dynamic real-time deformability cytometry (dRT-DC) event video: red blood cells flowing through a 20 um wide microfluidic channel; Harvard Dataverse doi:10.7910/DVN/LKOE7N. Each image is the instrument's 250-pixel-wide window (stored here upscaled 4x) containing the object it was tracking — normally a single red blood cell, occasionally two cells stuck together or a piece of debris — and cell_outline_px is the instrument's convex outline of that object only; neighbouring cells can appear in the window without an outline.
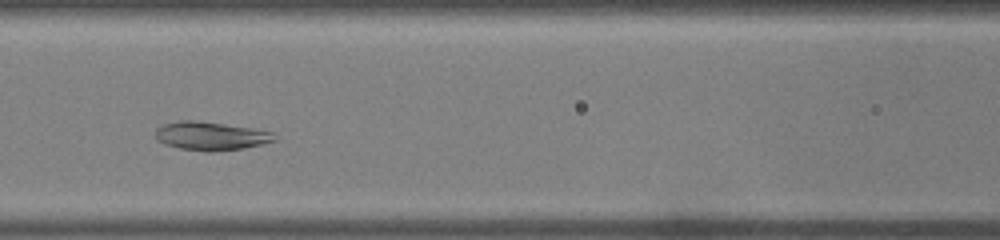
{"species": "common noctule bat (a hibernating species)", "species_latin": "Nyctalus noctula", "temperature_condition": "warm", "stored_images_in_passage": 44, "camera_frame_rate_fps": 3000, "um_per_image_px": 0.085, "animal": {"sex": "male", "body_mass_g": 19.0, "forearm_length_mm": 50.8}, "frame": {"image": 1, "passage_image": 16, "time_ms": 5.0, "image_size_px": [1000, 240], "cell_outline_px": [[276, 140], [244, 148], [212, 152], [208, 152], [180, 148], [164, 144], [156, 140], [156, 128], [164, 124], [180, 120], [192, 120], [224, 124], [252, 128], [276, 132]], "centroid_in_image_um": [17.92, 11.56], "position_along_channel_um": 148.7, "area_um2": 19.77}}
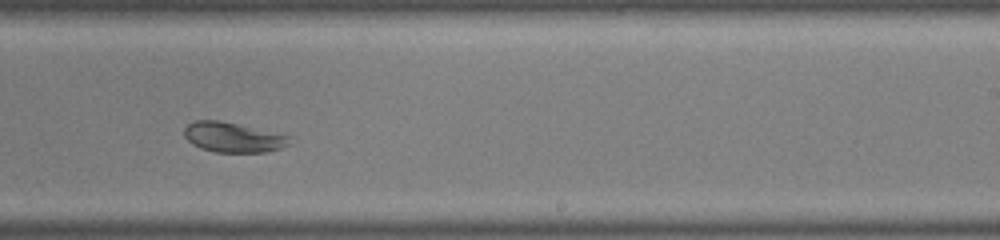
{"frame": {"image": 2, "passage_image": 25, "time_ms": 8.0, "image_size_px": [1000, 240], "cell_outline_px": [[292, 136], [288, 144], [280, 148], [268, 152], [216, 152], [200, 148], [192, 144], [184, 136], [184, 128], [192, 120], [220, 120], [288, 132]], "centroid_in_image_um": [19.91, 11.64], "position_along_channel_um": 269.1, "area_um2": 19.25}}
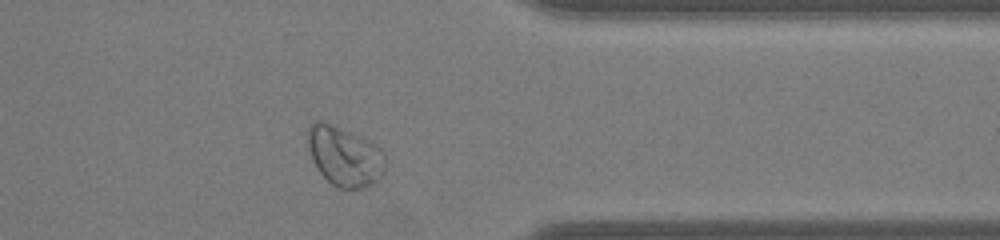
{"frame": {"image": 3, "passage_image": 34, "time_ms": 11.0, "image_size_px": [1000, 240], "cell_outline_px": [[384, 172], [380, 180], [372, 184], [360, 188], [340, 188], [332, 184], [316, 168], [312, 160], [308, 148], [308, 128], [316, 120], [324, 120], [368, 140], [376, 144], [380, 148], [384, 156]], "centroid_in_image_um": [29.28, 13.27], "position_along_channel_um": 382.1, "area_um2": 26.93}}